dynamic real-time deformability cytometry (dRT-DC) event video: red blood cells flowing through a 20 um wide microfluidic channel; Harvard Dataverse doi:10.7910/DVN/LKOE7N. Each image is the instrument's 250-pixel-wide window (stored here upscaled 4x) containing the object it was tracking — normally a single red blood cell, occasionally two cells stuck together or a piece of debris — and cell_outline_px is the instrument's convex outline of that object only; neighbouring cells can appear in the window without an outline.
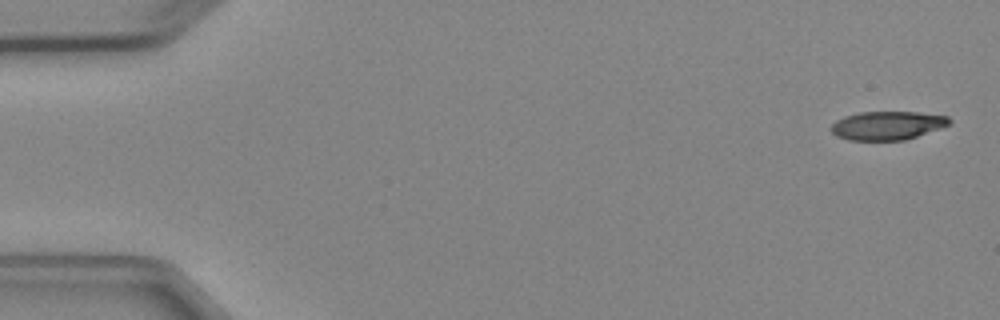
{"species": "Egyptian fruit bat (a non-hibernating species)", "species_latin": "Rousettus aegyptiacus", "temperature_condition": "cold", "stored_images_in_passage": 7, "camera_frame_rate_fps": 3000, "um_per_image_px": 0.085, "animal": {"sex": "female"}, "frame": {"image": 1, "passage_image": 1, "time_ms": 0.0, "image_size_px": [1000, 320], "cell_outline_px": [[952, 120], [948, 124], [940, 128], [904, 140], [848, 140], [836, 136], [828, 128], [836, 120], [844, 116], [860, 112], [920, 112], [948, 116]], "centroid_in_image_um": [75.39, 10.66], "position_along_channel_um": 9.6, "area_um2": 19.71}}
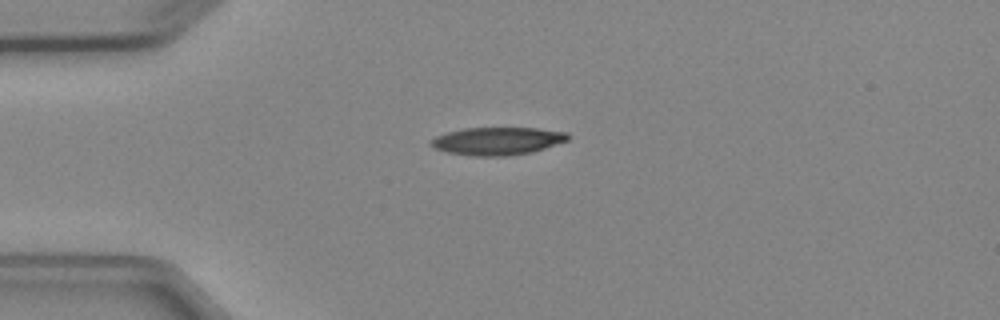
{"frame": {"image": 2, "passage_image": 4, "time_ms": 3.667, "image_size_px": [1000, 320], "cell_outline_px": [[568, 140], [532, 152], [508, 156], [476, 156], [448, 152], [436, 148], [428, 140], [436, 136], [448, 132], [464, 128], [536, 128], [568, 132]], "centroid_in_image_um": [42.29, 11.98], "position_along_channel_um": 42.7, "area_um2": 21.96}}